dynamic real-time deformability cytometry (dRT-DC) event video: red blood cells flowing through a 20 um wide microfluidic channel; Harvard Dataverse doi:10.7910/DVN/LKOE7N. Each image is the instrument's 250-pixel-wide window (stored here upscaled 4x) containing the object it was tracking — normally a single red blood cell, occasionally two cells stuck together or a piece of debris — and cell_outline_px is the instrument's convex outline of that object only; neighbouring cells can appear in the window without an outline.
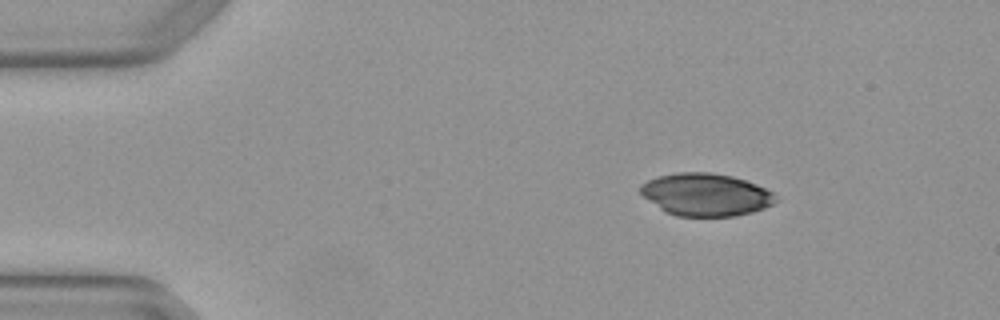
{"species": "Egyptian fruit bat (a non-hibernating species)", "species_latin": "Rousettus aegyptiacus", "temperature_condition": "warm", "stored_images_in_passage": 3, "camera_frame_rate_fps": 3000, "um_per_image_px": 0.085, "animal": {"sex": "female"}, "frame": {"image": 1, "passage_image": 3, "time_ms": 0.667, "image_size_px": [1000, 320], "cell_outline_px": [[780, 200], [764, 208], [752, 212], [736, 216], [676, 216], [660, 208], [644, 196], [640, 192], [640, 184], [656, 176], [676, 172], [708, 172], [732, 176], [756, 184], [772, 192]], "centroid_in_image_um": [60.0, 16.53], "position_along_channel_um": 25.0, "area_um2": 33.47}}